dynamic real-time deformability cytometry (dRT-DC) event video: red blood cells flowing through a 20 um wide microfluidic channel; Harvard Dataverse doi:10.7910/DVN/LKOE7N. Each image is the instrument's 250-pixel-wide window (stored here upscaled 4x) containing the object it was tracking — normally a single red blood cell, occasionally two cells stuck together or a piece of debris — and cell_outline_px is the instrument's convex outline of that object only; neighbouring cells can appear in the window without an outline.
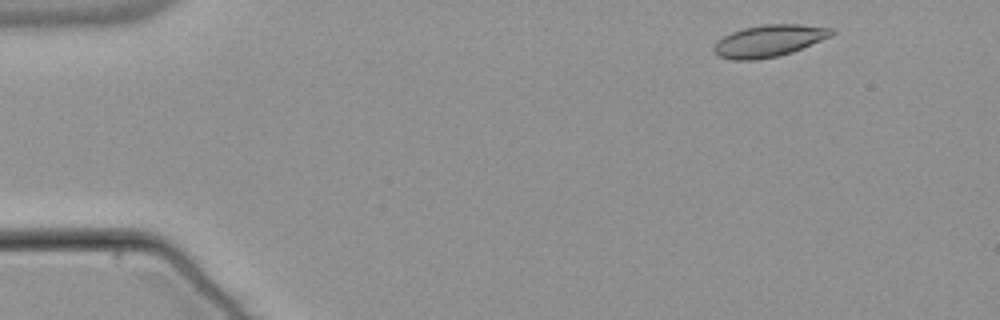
{"species": "common noctule bat (a hibernating species)", "species_latin": "Nyctalus noctula", "temperature_condition": "warm", "stored_images_in_passage": 51, "camera_frame_rate_fps": 3000, "um_per_image_px": 0.085, "animal": {"sex": "male", "body_mass_g": 21.5, "forearm_length_mm": 52.0}, "frame": {"image": 1, "passage_image": 3, "time_ms": 0.667, "image_size_px": [1000, 320], "cell_outline_px": [[836, 32], [832, 36], [792, 52], [776, 56], [756, 60], [736, 60], [720, 56], [712, 48], [716, 40], [732, 32], [744, 28], [764, 24], [800, 24], [836, 28]], "centroid_in_image_um": [65.41, 3.45], "position_along_channel_um": 19.6, "area_um2": 21.91}}
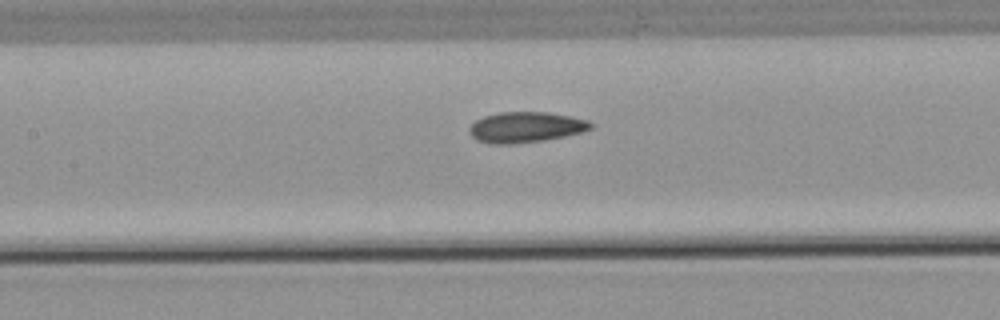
{"frame": {"image": 2, "passage_image": 22, "time_ms": 7.0, "image_size_px": [1000, 320], "cell_outline_px": [[592, 128], [580, 132], [564, 136], [544, 140], [508, 144], [488, 144], [476, 140], [468, 132], [468, 128], [476, 120], [484, 116], [500, 112], [548, 112], [588, 120], [592, 124]], "centroid_in_image_um": [44.63, 10.81], "position_along_channel_um": 162.8, "area_um2": 21.56}}
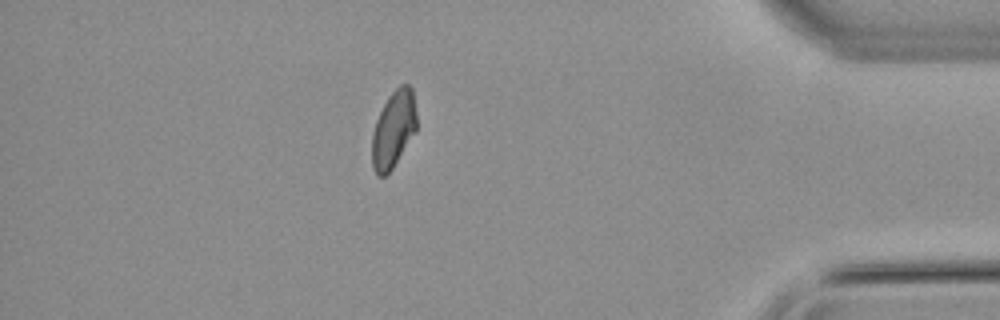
{"frame": {"image": 3, "passage_image": 44, "time_ms": 14.333, "image_size_px": [1000, 320], "cell_outline_px": [[416, 132], [392, 168], [384, 176], [376, 176], [372, 168], [372, 132], [376, 120], [388, 96], [400, 84], [408, 84], [412, 88], [416, 112]], "centroid_in_image_um": [33.44, 10.99], "position_along_channel_um": 401.8, "area_um2": 20.06}, "authors_computed_cell_mechanics": {"area_um2": 21.386, "velocity_mm_per_s": 3.8003, "shape_relaxation_time_tau1_ms": null, "shape_relaxation_time_tau2_ms": 3.4211, "deformation_change_tau1": null, "deformation_change_tau2": 0.0856}}